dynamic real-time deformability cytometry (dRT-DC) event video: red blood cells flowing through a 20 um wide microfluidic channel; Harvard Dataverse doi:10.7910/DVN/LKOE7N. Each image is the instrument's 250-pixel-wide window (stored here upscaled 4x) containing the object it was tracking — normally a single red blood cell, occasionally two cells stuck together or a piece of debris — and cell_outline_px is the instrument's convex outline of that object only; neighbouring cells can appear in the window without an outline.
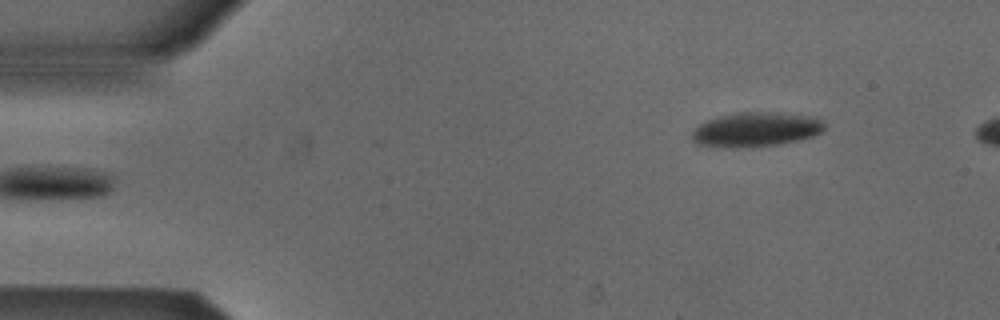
{"species": "Egyptian fruit bat (a non-hibernating species)", "species_latin": "Rousettus aegyptiacus", "temperature_condition": "cold", "stored_images_in_passage": 18, "camera_frame_rate_fps": 3000, "um_per_image_px": 0.085, "animal": {"sex": "male"}, "frame": {"image": 1, "passage_image": 1, "time_ms": 0.0, "image_size_px": [1000, 320], "cell_outline_px": [[824, 128], [820, 132], [812, 136], [796, 140], [776, 144], [736, 148], [700, 144], [692, 136], [692, 132], [700, 124], [708, 120], [720, 116], [736, 112], [776, 112], [808, 116], [820, 120], [824, 124]], "centroid_in_image_um": [64.25, 10.99], "position_along_channel_um": 20.8, "area_um2": 25.89}}
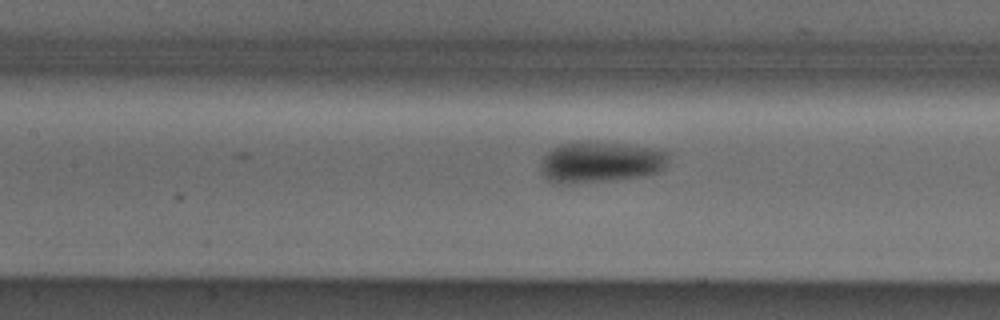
{"frame": {"image": 2, "passage_image": 18, "time_ms": 5.667, "image_size_px": [1000, 320], "cell_outline_px": [[672, 152], [664, 168], [660, 172], [648, 176], [608, 180], [564, 184], [548, 180], [544, 176], [540, 168], [544, 156], [548, 152], [560, 144], [588, 140], [628, 144], [664, 148]], "centroid_in_image_um": [51.16, 13.75], "position_along_channel_um": 156.2, "area_um2": 31.33}}